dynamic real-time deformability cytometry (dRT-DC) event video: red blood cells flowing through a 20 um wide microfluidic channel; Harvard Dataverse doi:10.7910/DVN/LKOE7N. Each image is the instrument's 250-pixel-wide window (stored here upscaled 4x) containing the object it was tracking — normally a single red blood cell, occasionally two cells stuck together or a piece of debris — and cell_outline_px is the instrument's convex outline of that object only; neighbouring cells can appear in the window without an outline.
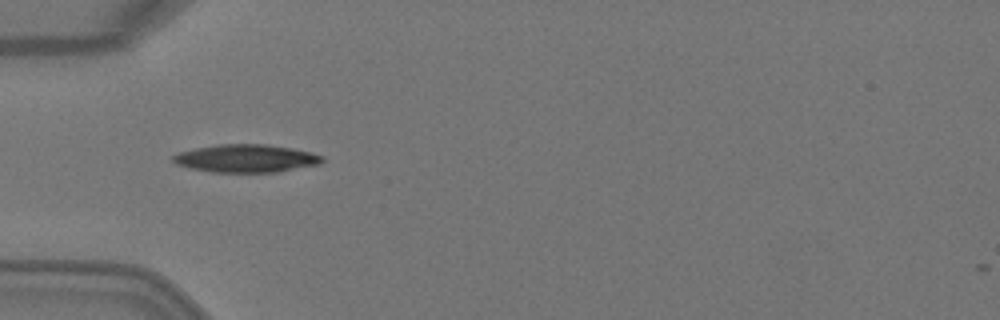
{"species": "Egyptian fruit bat (a non-hibernating species)", "species_latin": "Rousettus aegyptiacus", "temperature_condition": "warm", "stored_images_in_passage": 5, "camera_frame_rate_fps": 3000, "um_per_image_px": 0.085, "animal": {"sex": "female"}, "frame": {"image": 1, "passage_image": 5, "time_ms": 1.333, "image_size_px": [1000, 320], "cell_outline_px": [[324, 160], [320, 164], [276, 172], [212, 172], [192, 168], [176, 164], [172, 160], [172, 156], [180, 152], [196, 148], [220, 144], [268, 144], [292, 148], [312, 152], [324, 156]], "centroid_in_image_um": [20.95, 13.46], "position_along_channel_um": 64.0, "area_um2": 24.22}}